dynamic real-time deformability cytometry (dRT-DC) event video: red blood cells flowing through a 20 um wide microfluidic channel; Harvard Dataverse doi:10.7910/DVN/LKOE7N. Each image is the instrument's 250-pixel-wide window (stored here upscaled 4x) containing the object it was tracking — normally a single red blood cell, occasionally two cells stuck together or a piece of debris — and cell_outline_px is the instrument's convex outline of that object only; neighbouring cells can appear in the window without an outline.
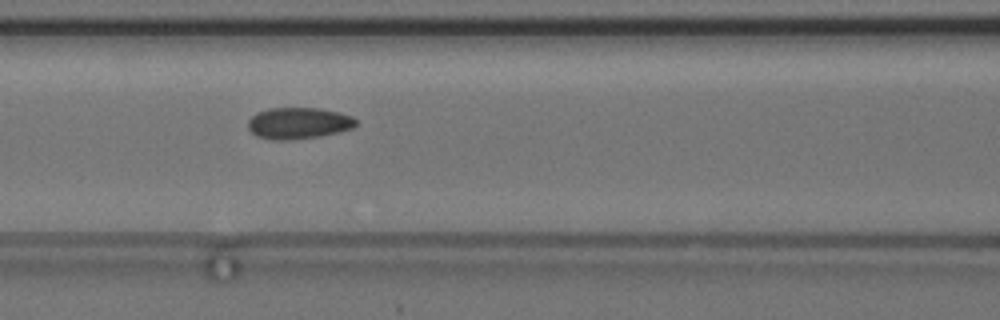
{"species": "common noctule bat (a hibernating species)", "species_latin": "Nyctalus noctula", "temperature_condition": "cold", "stored_images_in_passage": 37, "camera_frame_rate_fps": 3000, "um_per_image_px": 0.085, "animal": {"sex": "female", "body_mass_g": 24.6, "forearm_length_mm": 56.2}, "frame": {"image": 1, "passage_image": 16, "time_ms": 5.0, "image_size_px": [1000, 320], "cell_outline_px": [[360, 124], [352, 128], [320, 136], [292, 140], [272, 140], [256, 136], [248, 128], [248, 120], [256, 112], [268, 108], [320, 108], [340, 112], [352, 116]], "centroid_in_image_um": [25.37, 10.46], "position_along_channel_um": 141.2, "area_um2": 20.0}}